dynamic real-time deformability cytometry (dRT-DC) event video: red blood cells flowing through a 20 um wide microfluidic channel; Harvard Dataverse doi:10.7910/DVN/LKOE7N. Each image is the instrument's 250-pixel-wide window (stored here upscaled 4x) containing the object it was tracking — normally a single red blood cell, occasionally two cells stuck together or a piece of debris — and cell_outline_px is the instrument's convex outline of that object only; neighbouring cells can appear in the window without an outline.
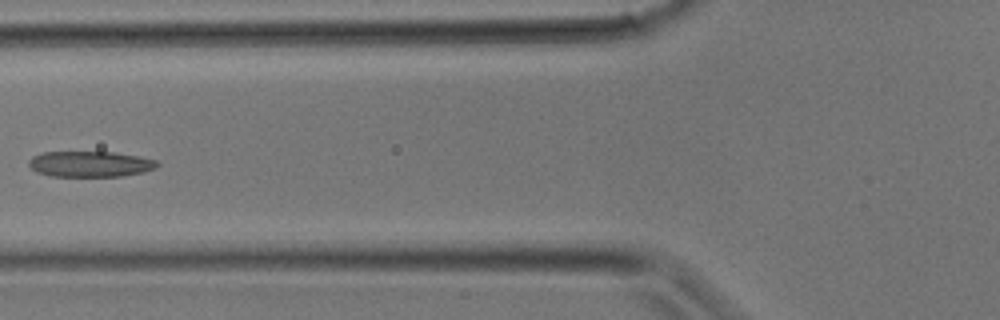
{"species": "common noctule bat (a hibernating species)", "species_latin": "Nyctalus noctula", "temperature_condition": "room temperature", "stored_images_in_passage": 10, "camera_frame_rate_fps": 3000, "um_per_image_px": 0.085, "animal": {"sex": "male", "body_mass_g": 17.9}, "frame": {"image": 1, "passage_image": 9, "time_ms": 2.667, "image_size_px": [1000, 320], "cell_outline_px": [[160, 164], [156, 168], [144, 172], [124, 176], [52, 176], [36, 172], [28, 164], [28, 160], [32, 156], [44, 152], [116, 152], [140, 156], [156, 160]], "centroid_in_image_um": [7.69, 13.94], "position_along_channel_um": 118.1, "area_um2": 19.42}}